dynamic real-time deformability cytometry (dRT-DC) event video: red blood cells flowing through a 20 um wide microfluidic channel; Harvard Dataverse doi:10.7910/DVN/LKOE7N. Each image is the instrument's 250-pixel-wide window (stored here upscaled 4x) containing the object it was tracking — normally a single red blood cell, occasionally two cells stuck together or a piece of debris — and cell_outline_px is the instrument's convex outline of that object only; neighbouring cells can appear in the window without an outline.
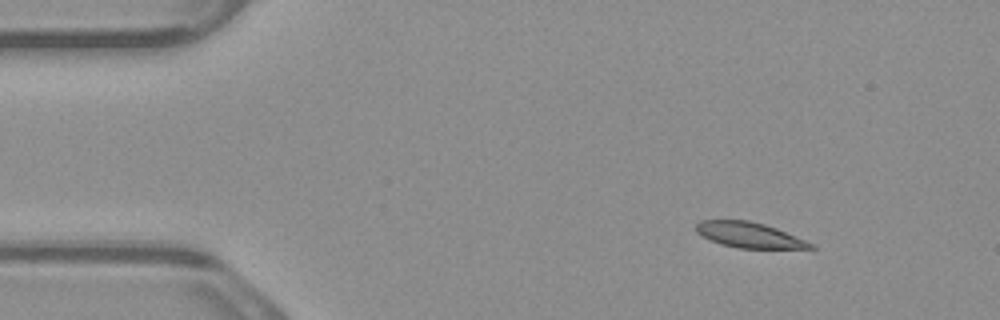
{"species": "common noctule bat (a hibernating species)", "species_latin": "Nyctalus noctula", "temperature_condition": "warm", "stored_images_in_passage": 4, "camera_frame_rate_fps": 3000, "um_per_image_px": 0.085, "animal": {"sex": "male", "body_mass_g": 23.1, "forearm_length_mm": 52.7}, "frame": {"image": 1, "passage_image": 2, "time_ms": 0.333, "image_size_px": [1000, 320], "cell_outline_px": [[816, 248], [736, 248], [720, 244], [696, 232], [696, 224], [700, 220], [748, 220], [764, 224], [776, 228], [816, 244]], "centroid_in_image_um": [63.7, 19.97], "position_along_channel_um": 21.3, "area_um2": 16.88}}